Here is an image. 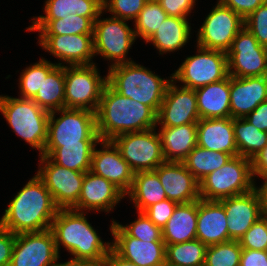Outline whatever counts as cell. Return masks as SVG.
<instances>
[{
  "label": "cell",
  "instance_id": "1",
  "mask_svg": "<svg viewBox=\"0 0 267 266\" xmlns=\"http://www.w3.org/2000/svg\"><path fill=\"white\" fill-rule=\"evenodd\" d=\"M58 210L51 193L36 174L12 198L0 218V226L15 235L45 231L51 229Z\"/></svg>",
  "mask_w": 267,
  "mask_h": 266
},
{
  "label": "cell",
  "instance_id": "2",
  "mask_svg": "<svg viewBox=\"0 0 267 266\" xmlns=\"http://www.w3.org/2000/svg\"><path fill=\"white\" fill-rule=\"evenodd\" d=\"M97 133L101 140L157 128V113L141 102L124 97L108 83L105 85L96 111Z\"/></svg>",
  "mask_w": 267,
  "mask_h": 266
},
{
  "label": "cell",
  "instance_id": "3",
  "mask_svg": "<svg viewBox=\"0 0 267 266\" xmlns=\"http://www.w3.org/2000/svg\"><path fill=\"white\" fill-rule=\"evenodd\" d=\"M87 212L74 209H59L51 230L56 249L61 245L73 256L72 260L103 261L111 250V242H103L96 229L89 223Z\"/></svg>",
  "mask_w": 267,
  "mask_h": 266
},
{
  "label": "cell",
  "instance_id": "4",
  "mask_svg": "<svg viewBox=\"0 0 267 266\" xmlns=\"http://www.w3.org/2000/svg\"><path fill=\"white\" fill-rule=\"evenodd\" d=\"M171 81L172 74L165 80L135 61L109 67L107 73V83L115 91L150 106L156 113Z\"/></svg>",
  "mask_w": 267,
  "mask_h": 266
},
{
  "label": "cell",
  "instance_id": "5",
  "mask_svg": "<svg viewBox=\"0 0 267 266\" xmlns=\"http://www.w3.org/2000/svg\"><path fill=\"white\" fill-rule=\"evenodd\" d=\"M0 112L10 128L32 148L43 154L50 113L33 99L0 95Z\"/></svg>",
  "mask_w": 267,
  "mask_h": 266
},
{
  "label": "cell",
  "instance_id": "6",
  "mask_svg": "<svg viewBox=\"0 0 267 266\" xmlns=\"http://www.w3.org/2000/svg\"><path fill=\"white\" fill-rule=\"evenodd\" d=\"M57 113L60 116L56 118ZM81 141H101L97 133L96 113L75 108L50 112L42 155L49 156L61 144H81Z\"/></svg>",
  "mask_w": 267,
  "mask_h": 266
},
{
  "label": "cell",
  "instance_id": "7",
  "mask_svg": "<svg viewBox=\"0 0 267 266\" xmlns=\"http://www.w3.org/2000/svg\"><path fill=\"white\" fill-rule=\"evenodd\" d=\"M254 180L252 161L240 155L233 156L199 182L200 199L220 201L250 192L255 187Z\"/></svg>",
  "mask_w": 267,
  "mask_h": 266
},
{
  "label": "cell",
  "instance_id": "8",
  "mask_svg": "<svg viewBox=\"0 0 267 266\" xmlns=\"http://www.w3.org/2000/svg\"><path fill=\"white\" fill-rule=\"evenodd\" d=\"M65 108L86 109L96 113L107 84L96 64L64 65Z\"/></svg>",
  "mask_w": 267,
  "mask_h": 266
},
{
  "label": "cell",
  "instance_id": "9",
  "mask_svg": "<svg viewBox=\"0 0 267 266\" xmlns=\"http://www.w3.org/2000/svg\"><path fill=\"white\" fill-rule=\"evenodd\" d=\"M197 54L188 56L172 73V80L182 87L197 89L223 80L228 74L227 53L196 46Z\"/></svg>",
  "mask_w": 267,
  "mask_h": 266
},
{
  "label": "cell",
  "instance_id": "10",
  "mask_svg": "<svg viewBox=\"0 0 267 266\" xmlns=\"http://www.w3.org/2000/svg\"><path fill=\"white\" fill-rule=\"evenodd\" d=\"M103 13L104 11L100 13L94 22L93 43L95 56L99 54L105 60H111L109 67L134 61L127 57L129 49L136 41L134 29L128 26L126 20L112 16L110 18H101Z\"/></svg>",
  "mask_w": 267,
  "mask_h": 266
},
{
  "label": "cell",
  "instance_id": "11",
  "mask_svg": "<svg viewBox=\"0 0 267 266\" xmlns=\"http://www.w3.org/2000/svg\"><path fill=\"white\" fill-rule=\"evenodd\" d=\"M156 129L124 133L111 140L134 173L153 171L165 162Z\"/></svg>",
  "mask_w": 267,
  "mask_h": 266
},
{
  "label": "cell",
  "instance_id": "12",
  "mask_svg": "<svg viewBox=\"0 0 267 266\" xmlns=\"http://www.w3.org/2000/svg\"><path fill=\"white\" fill-rule=\"evenodd\" d=\"M37 176L51 193L59 209H72L81 193L85 173L67 169L54 163L48 156H39Z\"/></svg>",
  "mask_w": 267,
  "mask_h": 266
},
{
  "label": "cell",
  "instance_id": "13",
  "mask_svg": "<svg viewBox=\"0 0 267 266\" xmlns=\"http://www.w3.org/2000/svg\"><path fill=\"white\" fill-rule=\"evenodd\" d=\"M198 29L197 46L227 52L237 33L244 27V19L231 8L217 1Z\"/></svg>",
  "mask_w": 267,
  "mask_h": 266
},
{
  "label": "cell",
  "instance_id": "14",
  "mask_svg": "<svg viewBox=\"0 0 267 266\" xmlns=\"http://www.w3.org/2000/svg\"><path fill=\"white\" fill-rule=\"evenodd\" d=\"M226 53L230 76H267V48L261 46L245 26L237 33Z\"/></svg>",
  "mask_w": 267,
  "mask_h": 266
},
{
  "label": "cell",
  "instance_id": "15",
  "mask_svg": "<svg viewBox=\"0 0 267 266\" xmlns=\"http://www.w3.org/2000/svg\"><path fill=\"white\" fill-rule=\"evenodd\" d=\"M59 258L51 229L21 233L15 236L10 266H59Z\"/></svg>",
  "mask_w": 267,
  "mask_h": 266
},
{
  "label": "cell",
  "instance_id": "16",
  "mask_svg": "<svg viewBox=\"0 0 267 266\" xmlns=\"http://www.w3.org/2000/svg\"><path fill=\"white\" fill-rule=\"evenodd\" d=\"M200 120L194 89L171 81L157 113V126L175 127Z\"/></svg>",
  "mask_w": 267,
  "mask_h": 266
},
{
  "label": "cell",
  "instance_id": "17",
  "mask_svg": "<svg viewBox=\"0 0 267 266\" xmlns=\"http://www.w3.org/2000/svg\"><path fill=\"white\" fill-rule=\"evenodd\" d=\"M110 231L114 237L111 249L122 259L138 266H164L166 245L164 242H149L128 236L112 219Z\"/></svg>",
  "mask_w": 267,
  "mask_h": 266
},
{
  "label": "cell",
  "instance_id": "18",
  "mask_svg": "<svg viewBox=\"0 0 267 266\" xmlns=\"http://www.w3.org/2000/svg\"><path fill=\"white\" fill-rule=\"evenodd\" d=\"M38 43L45 51L62 61L58 65L94 64L93 34L39 35Z\"/></svg>",
  "mask_w": 267,
  "mask_h": 266
},
{
  "label": "cell",
  "instance_id": "19",
  "mask_svg": "<svg viewBox=\"0 0 267 266\" xmlns=\"http://www.w3.org/2000/svg\"><path fill=\"white\" fill-rule=\"evenodd\" d=\"M100 144L102 148L98 150L95 146L93 150L90 171L109 180L126 195L133 184V170L112 141L101 140Z\"/></svg>",
  "mask_w": 267,
  "mask_h": 266
},
{
  "label": "cell",
  "instance_id": "20",
  "mask_svg": "<svg viewBox=\"0 0 267 266\" xmlns=\"http://www.w3.org/2000/svg\"><path fill=\"white\" fill-rule=\"evenodd\" d=\"M125 197V194L109 180L87 171L78 203L72 209L80 212L93 210L109 213Z\"/></svg>",
  "mask_w": 267,
  "mask_h": 266
},
{
  "label": "cell",
  "instance_id": "21",
  "mask_svg": "<svg viewBox=\"0 0 267 266\" xmlns=\"http://www.w3.org/2000/svg\"><path fill=\"white\" fill-rule=\"evenodd\" d=\"M219 202L226 212L229 237L234 241H239L252 224L263 216L260 199L255 189Z\"/></svg>",
  "mask_w": 267,
  "mask_h": 266
},
{
  "label": "cell",
  "instance_id": "22",
  "mask_svg": "<svg viewBox=\"0 0 267 266\" xmlns=\"http://www.w3.org/2000/svg\"><path fill=\"white\" fill-rule=\"evenodd\" d=\"M167 199L186 204L200 199L199 182L183 162L165 161L154 170Z\"/></svg>",
  "mask_w": 267,
  "mask_h": 266
},
{
  "label": "cell",
  "instance_id": "23",
  "mask_svg": "<svg viewBox=\"0 0 267 266\" xmlns=\"http://www.w3.org/2000/svg\"><path fill=\"white\" fill-rule=\"evenodd\" d=\"M267 101V76L238 78L230 76L232 118H245L260 103Z\"/></svg>",
  "mask_w": 267,
  "mask_h": 266
},
{
  "label": "cell",
  "instance_id": "24",
  "mask_svg": "<svg viewBox=\"0 0 267 266\" xmlns=\"http://www.w3.org/2000/svg\"><path fill=\"white\" fill-rule=\"evenodd\" d=\"M196 237L206 246L231 241L226 212L219 201L198 200Z\"/></svg>",
  "mask_w": 267,
  "mask_h": 266
},
{
  "label": "cell",
  "instance_id": "25",
  "mask_svg": "<svg viewBox=\"0 0 267 266\" xmlns=\"http://www.w3.org/2000/svg\"><path fill=\"white\" fill-rule=\"evenodd\" d=\"M197 145L237 156L233 118L200 119L197 122Z\"/></svg>",
  "mask_w": 267,
  "mask_h": 266
},
{
  "label": "cell",
  "instance_id": "26",
  "mask_svg": "<svg viewBox=\"0 0 267 266\" xmlns=\"http://www.w3.org/2000/svg\"><path fill=\"white\" fill-rule=\"evenodd\" d=\"M200 119L231 117L230 75L220 81L195 89Z\"/></svg>",
  "mask_w": 267,
  "mask_h": 266
},
{
  "label": "cell",
  "instance_id": "27",
  "mask_svg": "<svg viewBox=\"0 0 267 266\" xmlns=\"http://www.w3.org/2000/svg\"><path fill=\"white\" fill-rule=\"evenodd\" d=\"M159 129L165 161L182 162L197 146V123Z\"/></svg>",
  "mask_w": 267,
  "mask_h": 266
},
{
  "label": "cell",
  "instance_id": "28",
  "mask_svg": "<svg viewBox=\"0 0 267 266\" xmlns=\"http://www.w3.org/2000/svg\"><path fill=\"white\" fill-rule=\"evenodd\" d=\"M198 200L178 204L166 225L162 228L165 245L197 239Z\"/></svg>",
  "mask_w": 267,
  "mask_h": 266
},
{
  "label": "cell",
  "instance_id": "29",
  "mask_svg": "<svg viewBox=\"0 0 267 266\" xmlns=\"http://www.w3.org/2000/svg\"><path fill=\"white\" fill-rule=\"evenodd\" d=\"M188 18L168 16L157 31L146 41L159 51V55L180 50L191 38Z\"/></svg>",
  "mask_w": 267,
  "mask_h": 266
},
{
  "label": "cell",
  "instance_id": "30",
  "mask_svg": "<svg viewBox=\"0 0 267 266\" xmlns=\"http://www.w3.org/2000/svg\"><path fill=\"white\" fill-rule=\"evenodd\" d=\"M132 201L137 212H144L148 207L166 200V194L157 173L142 171L134 173L133 184L125 195Z\"/></svg>",
  "mask_w": 267,
  "mask_h": 266
},
{
  "label": "cell",
  "instance_id": "31",
  "mask_svg": "<svg viewBox=\"0 0 267 266\" xmlns=\"http://www.w3.org/2000/svg\"><path fill=\"white\" fill-rule=\"evenodd\" d=\"M97 18L69 14L62 19H31L26 31H38L39 35L93 34Z\"/></svg>",
  "mask_w": 267,
  "mask_h": 266
},
{
  "label": "cell",
  "instance_id": "32",
  "mask_svg": "<svg viewBox=\"0 0 267 266\" xmlns=\"http://www.w3.org/2000/svg\"><path fill=\"white\" fill-rule=\"evenodd\" d=\"M32 99L49 113L65 108V72L63 65H57L48 75H43L41 87Z\"/></svg>",
  "mask_w": 267,
  "mask_h": 266
},
{
  "label": "cell",
  "instance_id": "33",
  "mask_svg": "<svg viewBox=\"0 0 267 266\" xmlns=\"http://www.w3.org/2000/svg\"><path fill=\"white\" fill-rule=\"evenodd\" d=\"M45 15L33 19H62L69 14L87 18H98L103 11V0H46Z\"/></svg>",
  "mask_w": 267,
  "mask_h": 266
},
{
  "label": "cell",
  "instance_id": "34",
  "mask_svg": "<svg viewBox=\"0 0 267 266\" xmlns=\"http://www.w3.org/2000/svg\"><path fill=\"white\" fill-rule=\"evenodd\" d=\"M97 145H100V141H81V144H61L48 157L60 166L85 173L90 171L93 150Z\"/></svg>",
  "mask_w": 267,
  "mask_h": 266
},
{
  "label": "cell",
  "instance_id": "35",
  "mask_svg": "<svg viewBox=\"0 0 267 266\" xmlns=\"http://www.w3.org/2000/svg\"><path fill=\"white\" fill-rule=\"evenodd\" d=\"M238 155L251 161L267 145V132L259 130L245 118H233Z\"/></svg>",
  "mask_w": 267,
  "mask_h": 266
},
{
  "label": "cell",
  "instance_id": "36",
  "mask_svg": "<svg viewBox=\"0 0 267 266\" xmlns=\"http://www.w3.org/2000/svg\"><path fill=\"white\" fill-rule=\"evenodd\" d=\"M232 156L214 150H207L198 145L182 161L188 171L200 182L211 172L225 165Z\"/></svg>",
  "mask_w": 267,
  "mask_h": 266
},
{
  "label": "cell",
  "instance_id": "37",
  "mask_svg": "<svg viewBox=\"0 0 267 266\" xmlns=\"http://www.w3.org/2000/svg\"><path fill=\"white\" fill-rule=\"evenodd\" d=\"M207 246L199 239L166 245V263L173 266H204Z\"/></svg>",
  "mask_w": 267,
  "mask_h": 266
},
{
  "label": "cell",
  "instance_id": "38",
  "mask_svg": "<svg viewBox=\"0 0 267 266\" xmlns=\"http://www.w3.org/2000/svg\"><path fill=\"white\" fill-rule=\"evenodd\" d=\"M58 63H52L41 58L32 66H27L20 74L18 88L20 98L32 99L38 92L43 81V75H48Z\"/></svg>",
  "mask_w": 267,
  "mask_h": 266
},
{
  "label": "cell",
  "instance_id": "39",
  "mask_svg": "<svg viewBox=\"0 0 267 266\" xmlns=\"http://www.w3.org/2000/svg\"><path fill=\"white\" fill-rule=\"evenodd\" d=\"M168 14L157 0H149L134 21L135 36L145 42L157 31Z\"/></svg>",
  "mask_w": 267,
  "mask_h": 266
},
{
  "label": "cell",
  "instance_id": "40",
  "mask_svg": "<svg viewBox=\"0 0 267 266\" xmlns=\"http://www.w3.org/2000/svg\"><path fill=\"white\" fill-rule=\"evenodd\" d=\"M242 247L239 241L207 246L204 266H239Z\"/></svg>",
  "mask_w": 267,
  "mask_h": 266
},
{
  "label": "cell",
  "instance_id": "41",
  "mask_svg": "<svg viewBox=\"0 0 267 266\" xmlns=\"http://www.w3.org/2000/svg\"><path fill=\"white\" fill-rule=\"evenodd\" d=\"M115 223L128 236H132L142 241L164 242L162 229L153 224L143 212H138L137 219L130 224L122 225L117 221H115Z\"/></svg>",
  "mask_w": 267,
  "mask_h": 266
},
{
  "label": "cell",
  "instance_id": "42",
  "mask_svg": "<svg viewBox=\"0 0 267 266\" xmlns=\"http://www.w3.org/2000/svg\"><path fill=\"white\" fill-rule=\"evenodd\" d=\"M149 0H103V11L122 20H136Z\"/></svg>",
  "mask_w": 267,
  "mask_h": 266
},
{
  "label": "cell",
  "instance_id": "43",
  "mask_svg": "<svg viewBox=\"0 0 267 266\" xmlns=\"http://www.w3.org/2000/svg\"><path fill=\"white\" fill-rule=\"evenodd\" d=\"M243 249L267 250V215H263L239 240Z\"/></svg>",
  "mask_w": 267,
  "mask_h": 266
},
{
  "label": "cell",
  "instance_id": "44",
  "mask_svg": "<svg viewBox=\"0 0 267 266\" xmlns=\"http://www.w3.org/2000/svg\"><path fill=\"white\" fill-rule=\"evenodd\" d=\"M244 26L267 48V1L244 19Z\"/></svg>",
  "mask_w": 267,
  "mask_h": 266
},
{
  "label": "cell",
  "instance_id": "45",
  "mask_svg": "<svg viewBox=\"0 0 267 266\" xmlns=\"http://www.w3.org/2000/svg\"><path fill=\"white\" fill-rule=\"evenodd\" d=\"M178 203L169 199L160 201L148 207L143 213L159 228H163L171 218Z\"/></svg>",
  "mask_w": 267,
  "mask_h": 266
},
{
  "label": "cell",
  "instance_id": "46",
  "mask_svg": "<svg viewBox=\"0 0 267 266\" xmlns=\"http://www.w3.org/2000/svg\"><path fill=\"white\" fill-rule=\"evenodd\" d=\"M168 16L188 18L197 0H157Z\"/></svg>",
  "mask_w": 267,
  "mask_h": 266
},
{
  "label": "cell",
  "instance_id": "47",
  "mask_svg": "<svg viewBox=\"0 0 267 266\" xmlns=\"http://www.w3.org/2000/svg\"><path fill=\"white\" fill-rule=\"evenodd\" d=\"M266 1L267 0H218L219 3L231 8L243 19L249 16Z\"/></svg>",
  "mask_w": 267,
  "mask_h": 266
},
{
  "label": "cell",
  "instance_id": "48",
  "mask_svg": "<svg viewBox=\"0 0 267 266\" xmlns=\"http://www.w3.org/2000/svg\"><path fill=\"white\" fill-rule=\"evenodd\" d=\"M15 234L0 226V266H10Z\"/></svg>",
  "mask_w": 267,
  "mask_h": 266
},
{
  "label": "cell",
  "instance_id": "49",
  "mask_svg": "<svg viewBox=\"0 0 267 266\" xmlns=\"http://www.w3.org/2000/svg\"><path fill=\"white\" fill-rule=\"evenodd\" d=\"M239 266H267V251L242 248Z\"/></svg>",
  "mask_w": 267,
  "mask_h": 266
},
{
  "label": "cell",
  "instance_id": "50",
  "mask_svg": "<svg viewBox=\"0 0 267 266\" xmlns=\"http://www.w3.org/2000/svg\"><path fill=\"white\" fill-rule=\"evenodd\" d=\"M245 119L263 132H267V101L260 103Z\"/></svg>",
  "mask_w": 267,
  "mask_h": 266
},
{
  "label": "cell",
  "instance_id": "51",
  "mask_svg": "<svg viewBox=\"0 0 267 266\" xmlns=\"http://www.w3.org/2000/svg\"><path fill=\"white\" fill-rule=\"evenodd\" d=\"M253 175L255 177H267V145L252 160Z\"/></svg>",
  "mask_w": 267,
  "mask_h": 266
},
{
  "label": "cell",
  "instance_id": "52",
  "mask_svg": "<svg viewBox=\"0 0 267 266\" xmlns=\"http://www.w3.org/2000/svg\"><path fill=\"white\" fill-rule=\"evenodd\" d=\"M102 262L103 266H138L137 264L122 259L112 249Z\"/></svg>",
  "mask_w": 267,
  "mask_h": 266
},
{
  "label": "cell",
  "instance_id": "53",
  "mask_svg": "<svg viewBox=\"0 0 267 266\" xmlns=\"http://www.w3.org/2000/svg\"><path fill=\"white\" fill-rule=\"evenodd\" d=\"M261 179H263L262 180L263 184L258 187L256 186V181H255L254 189L258 193L263 215H267V177L263 178L261 177Z\"/></svg>",
  "mask_w": 267,
  "mask_h": 266
},
{
  "label": "cell",
  "instance_id": "54",
  "mask_svg": "<svg viewBox=\"0 0 267 266\" xmlns=\"http://www.w3.org/2000/svg\"><path fill=\"white\" fill-rule=\"evenodd\" d=\"M59 266H103L102 261L72 260L61 262Z\"/></svg>",
  "mask_w": 267,
  "mask_h": 266
},
{
  "label": "cell",
  "instance_id": "55",
  "mask_svg": "<svg viewBox=\"0 0 267 266\" xmlns=\"http://www.w3.org/2000/svg\"><path fill=\"white\" fill-rule=\"evenodd\" d=\"M164 266H173V265H170V264L165 263Z\"/></svg>",
  "mask_w": 267,
  "mask_h": 266
}]
</instances>
